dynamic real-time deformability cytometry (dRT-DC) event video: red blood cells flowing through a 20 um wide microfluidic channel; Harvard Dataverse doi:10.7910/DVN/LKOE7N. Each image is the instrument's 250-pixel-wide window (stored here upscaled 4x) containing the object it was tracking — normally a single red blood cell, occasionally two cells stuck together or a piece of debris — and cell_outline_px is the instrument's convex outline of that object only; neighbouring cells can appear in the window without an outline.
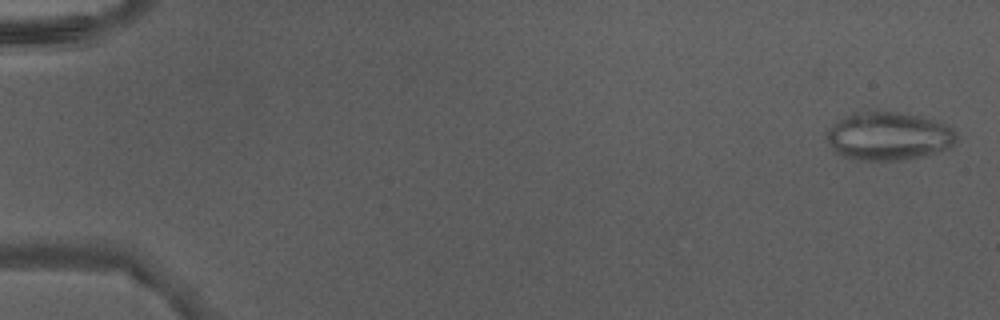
{"species": "Egyptian fruit bat (a non-hibernating species)", "species_latin": "Rousettus aegyptiacus", "temperature_condition": "warm", "stored_images_in_passage": 48, "camera_frame_rate_fps": 3000, "um_per_image_px": 0.085, "animal": {"sex": "male"}, "frame": {"image": 1, "passage_image": 2, "time_ms": 0.333, "image_size_px": [1000, 320], "cell_outline_px": [[956, 140], [952, 144], [936, 152], [924, 156], [900, 160], [860, 160], [844, 156], [836, 152], [832, 148], [824, 132], [828, 128], [844, 116], [872, 112], [896, 112], [916, 116], [932, 120], [944, 124], [952, 128], [956, 132]], "centroid_in_image_um": [75.5, 11.59], "position_along_channel_um": 9.5, "area_um2": 35.72}}
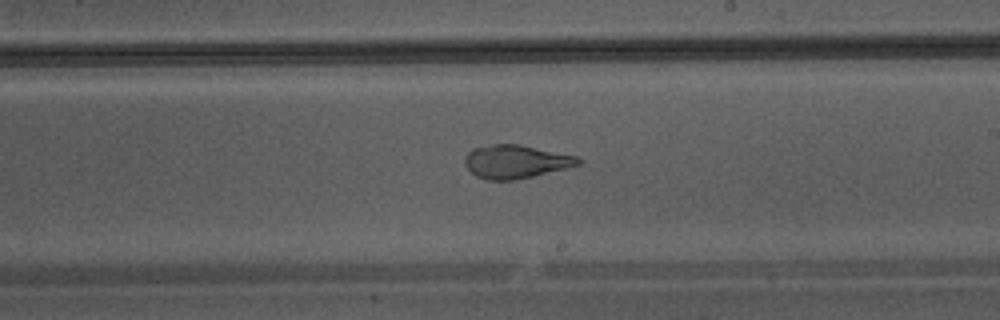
{"frame": {"image": 2, "passage_image": 29, "time_ms": 9.333, "image_size_px": [1000, 320], "cell_outline_px": [[584, 160], [580, 164], [532, 176], [512, 180], [488, 180], [476, 176], [468, 168], [464, 160], [468, 152], [472, 148], [496, 144], [516, 144], [580, 156]], "centroid_in_image_um": [43.86, 13.73], "position_along_channel_um": 245.1, "area_um2": 21.79}}
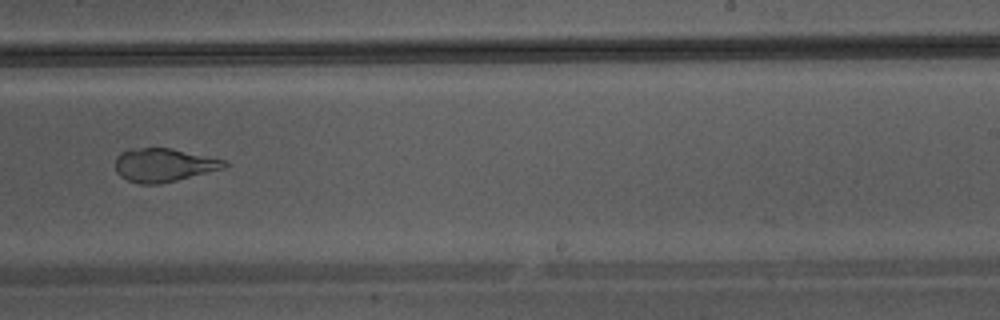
{"frame": {"image": 3, "passage_image": 31, "time_ms": 10.0, "image_size_px": [1000, 320], "cell_outline_px": [[228, 164], [224, 168], [160, 184], [140, 184], [128, 180], [120, 176], [116, 172], [116, 156], [120, 152], [128, 148], [172, 148], [224, 160]], "centroid_in_image_um": [13.87, 14.02], "position_along_channel_um": 275.1, "area_um2": 21.15}}